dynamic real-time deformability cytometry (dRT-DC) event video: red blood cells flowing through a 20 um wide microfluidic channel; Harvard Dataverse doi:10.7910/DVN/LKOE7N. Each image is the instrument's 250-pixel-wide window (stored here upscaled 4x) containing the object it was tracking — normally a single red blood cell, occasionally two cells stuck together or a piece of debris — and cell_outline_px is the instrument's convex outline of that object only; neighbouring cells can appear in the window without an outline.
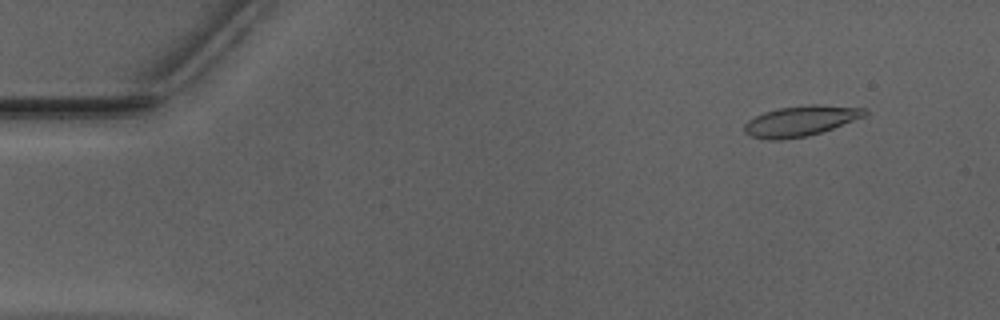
{"species": "Egyptian fruit bat (a non-hibernating species)", "species_latin": "Rousettus aegyptiacus", "temperature_condition": "warm", "stored_images_in_passage": 52, "camera_frame_rate_fps": 3000, "um_per_image_px": 0.085, "animal": {"sex": "male"}, "frame": {"image": 1, "passage_image": 5, "time_ms": 1.333, "image_size_px": [1000, 320], "cell_outline_px": [[868, 112], [864, 116], [832, 128], [808, 136], [780, 140], [768, 140], [752, 136], [744, 132], [744, 124], [748, 120], [764, 112], [780, 108], [812, 104], [816, 104], [868, 108]], "centroid_in_image_um": [68.05, 10.28], "position_along_channel_um": 17.0, "area_um2": 21.15}}
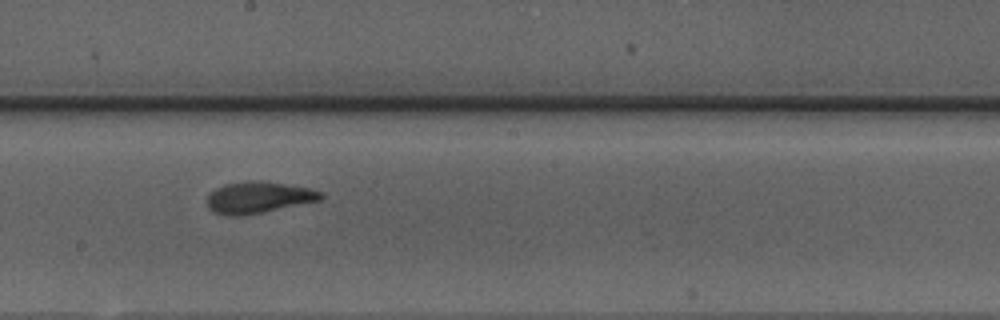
{"frame": {"image": 2, "passage_image": 29, "time_ms": 9.333, "image_size_px": [1000, 320], "cell_outline_px": [[324, 196], [320, 200], [240, 216], [228, 216], [212, 212], [208, 208], [208, 196], [216, 188], [224, 184], [248, 180], [260, 180], [308, 188], [320, 192]], "centroid_in_image_um": [21.91, 16.77], "position_along_channel_um": 226.3, "area_um2": 20.58}}
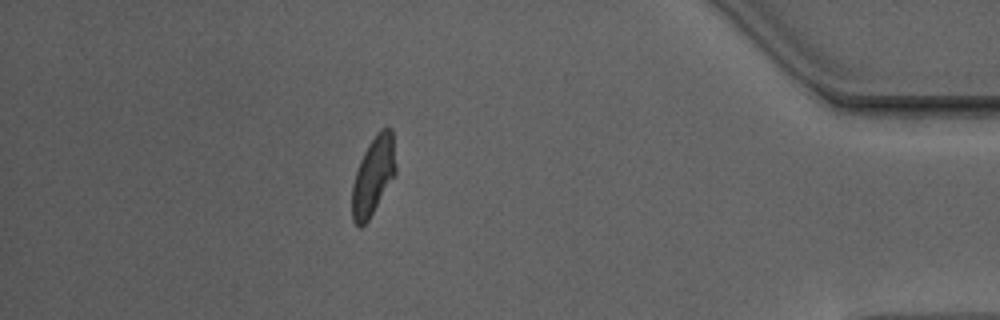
{"frame": {"image": 3, "passage_image": 46, "time_ms": 15.0, "image_size_px": [1000, 320], "cell_outline_px": [[396, 172], [368, 220], [360, 228], [352, 220], [352, 184], [360, 160], [368, 144], [376, 132], [380, 128], [392, 128], [396, 168]], "centroid_in_image_um": [31.72, 14.91], "position_along_channel_um": 403.5, "area_um2": 19.71}, "authors_computed_cell_mechanics": {"area_um2": 20.5768, "velocity_mm_per_s": 3.9476, "shape_relaxation_time_tau1_ms": 7.0159, "shape_relaxation_time_tau2_ms": null, "deformation_change_tau1": 0.2129, "deformation_change_tau2": null}}